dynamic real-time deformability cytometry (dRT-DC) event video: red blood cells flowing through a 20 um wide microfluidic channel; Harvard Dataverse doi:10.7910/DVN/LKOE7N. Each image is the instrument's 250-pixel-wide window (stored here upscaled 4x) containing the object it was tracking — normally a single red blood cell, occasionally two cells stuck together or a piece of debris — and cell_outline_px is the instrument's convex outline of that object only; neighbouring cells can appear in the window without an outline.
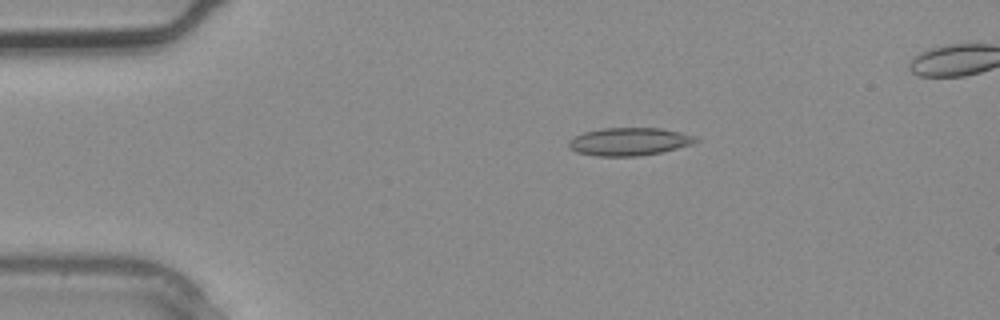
{"species": "common noctule bat (a hibernating species)", "species_latin": "Nyctalus noctula", "temperature_condition": "warm", "stored_images_in_passage": 3, "camera_frame_rate_fps": 3000, "um_per_image_px": 0.085, "animal": {"sex": "male", "body_mass_g": 20.4}, "frame": {"image": 1, "passage_image": 1, "time_ms": 0.0, "image_size_px": [1000, 320], "cell_outline_px": [[700, 140], [692, 144], [660, 152], [636, 156], [596, 156], [576, 152], [568, 148], [568, 140], [584, 132], [604, 128], [660, 128], [680, 132], [696, 136]], "centroid_in_image_um": [53.46, 12.03], "position_along_channel_um": 31.5, "area_um2": 20.58}}